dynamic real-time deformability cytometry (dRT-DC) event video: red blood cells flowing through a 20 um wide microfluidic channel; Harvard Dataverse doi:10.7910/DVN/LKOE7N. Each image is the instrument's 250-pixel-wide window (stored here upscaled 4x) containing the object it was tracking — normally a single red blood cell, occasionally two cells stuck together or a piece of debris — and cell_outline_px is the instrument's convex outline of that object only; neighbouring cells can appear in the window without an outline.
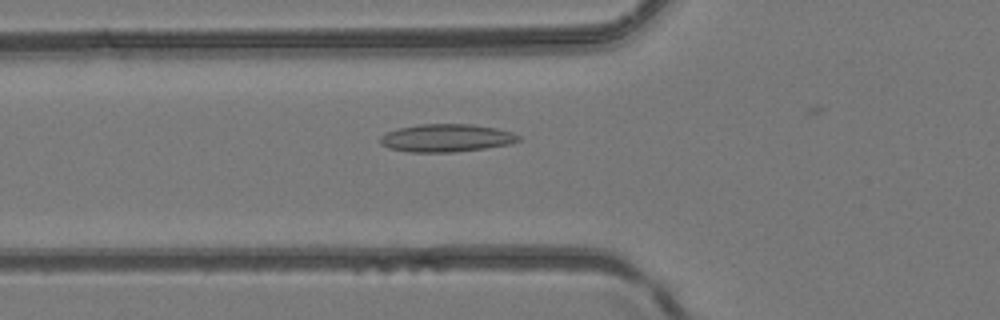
{"species": "common noctule bat (a hibernating species)", "species_latin": "Nyctalus noctula", "temperature_condition": "room temperature", "stored_images_in_passage": 24, "camera_frame_rate_fps": 3000, "um_per_image_px": 0.085, "animal": {"sex": "female", "body_mass_g": 24.6, "forearm_length_mm": 56.2}, "frame": {"image": 1, "passage_image": 15, "time_ms": 4.667, "image_size_px": [1000, 320], "cell_outline_px": [[520, 140], [512, 144], [484, 148], [452, 152], [408, 152], [388, 148], [380, 144], [380, 136], [388, 132], [400, 128], [420, 124], [472, 124], [496, 128], [512, 132], [520, 136]], "centroid_in_image_um": [37.95, 11.73], "position_along_channel_um": 87.9, "area_um2": 22.43}}
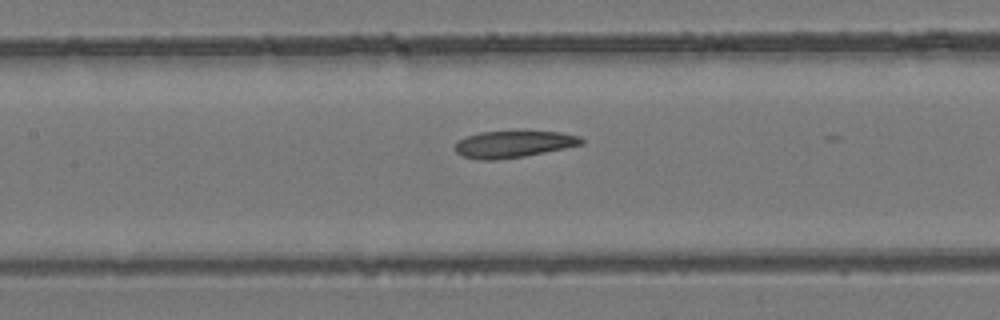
{"frame": {"image": 2, "passage_image": 20, "time_ms": 6.333, "image_size_px": [1000, 320], "cell_outline_px": [[584, 144], [524, 156], [496, 160], [480, 160], [464, 156], [456, 152], [456, 140], [480, 132], [560, 132], [580, 136], [584, 140]], "centroid_in_image_um": [43.65, 12.26], "position_along_channel_um": 163.8, "area_um2": 19.42}}
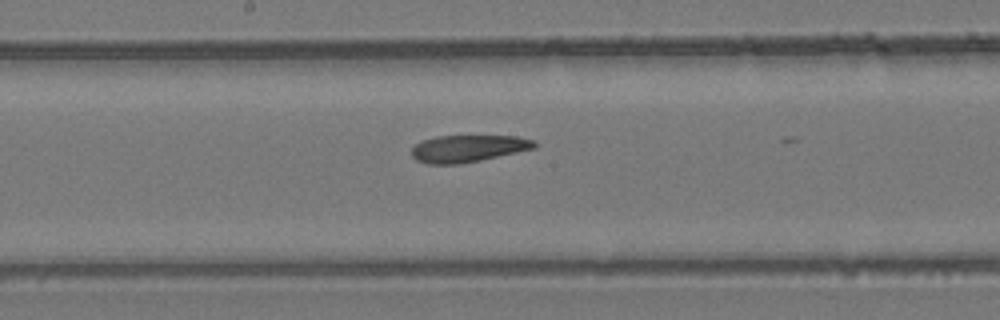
{"frame": {"image": 3, "passage_image": 23, "time_ms": 7.333, "image_size_px": [1000, 320], "cell_outline_px": [[536, 148], [480, 160], [460, 164], [428, 164], [416, 160], [412, 156], [412, 148], [416, 144], [424, 140], [436, 136], [516, 136], [536, 140]], "centroid_in_image_um": [39.8, 12.62], "position_along_channel_um": 208.4, "area_um2": 19.31}}